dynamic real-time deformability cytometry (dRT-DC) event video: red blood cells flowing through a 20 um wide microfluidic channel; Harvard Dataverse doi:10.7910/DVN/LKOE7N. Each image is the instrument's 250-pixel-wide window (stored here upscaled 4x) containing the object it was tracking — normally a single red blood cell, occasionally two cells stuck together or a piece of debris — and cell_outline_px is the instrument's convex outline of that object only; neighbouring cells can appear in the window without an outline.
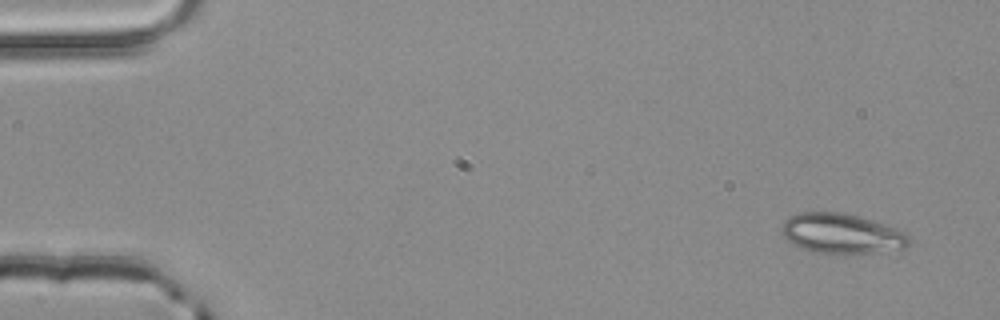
{"species": "common noctule bat (a hibernating species)", "species_latin": "Nyctalus noctula", "temperature_condition": "room temperature", "stored_images_in_passage": 3, "camera_frame_rate_fps": 3000, "um_per_image_px": 0.085, "animal": {"sex": "male", "body_mass_g": 20.4}, "frame": {"image": 1, "passage_image": 1, "time_ms": 0.0, "image_size_px": [1000, 320], "cell_outline_px": [[908, 244], [904, 248], [872, 252], [808, 252], [788, 240], [784, 236], [784, 220], [788, 216], [796, 212], [844, 212], [896, 228], [904, 232], [908, 236]], "centroid_in_image_um": [71.5, 19.82], "position_along_channel_um": 13.5, "area_um2": 28.96}}